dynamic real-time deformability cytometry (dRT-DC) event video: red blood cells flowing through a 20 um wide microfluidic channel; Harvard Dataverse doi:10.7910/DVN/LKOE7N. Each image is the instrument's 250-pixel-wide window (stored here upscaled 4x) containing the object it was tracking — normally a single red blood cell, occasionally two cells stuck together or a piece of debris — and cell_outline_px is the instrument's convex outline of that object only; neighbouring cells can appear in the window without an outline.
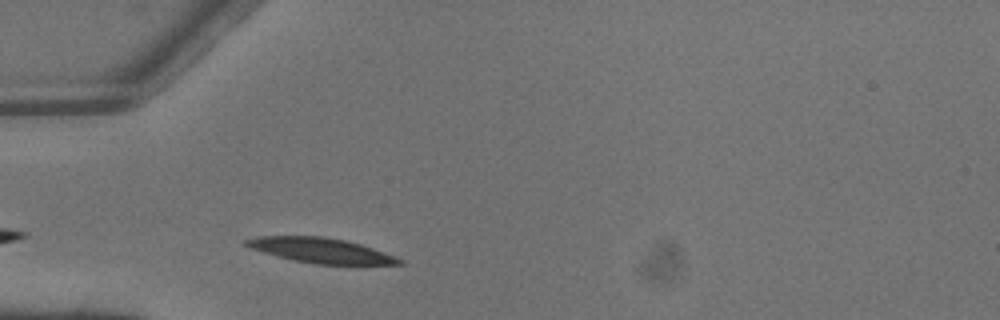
{"species": "common noctule bat (a hibernating species)", "species_latin": "Nyctalus noctula", "temperature_condition": "warm", "stored_images_in_passage": 1, "camera_frame_rate_fps": 3000, "um_per_image_px": 0.085, "animal": {"sex": "male", "body_mass_g": 13.3}, "frame": {"image": 1, "passage_image": 1, "time_ms": 0.0, "image_size_px": [1000, 320], "cell_outline_px": [[404, 264], [316, 264], [292, 260], [276, 256], [252, 248], [244, 244], [240, 240], [256, 236], [324, 236], [344, 240], [360, 244], [396, 256], [404, 260]], "centroid_in_image_um": [27.24, 21.28], "position_along_channel_um": 57.8, "area_um2": 22.25}}